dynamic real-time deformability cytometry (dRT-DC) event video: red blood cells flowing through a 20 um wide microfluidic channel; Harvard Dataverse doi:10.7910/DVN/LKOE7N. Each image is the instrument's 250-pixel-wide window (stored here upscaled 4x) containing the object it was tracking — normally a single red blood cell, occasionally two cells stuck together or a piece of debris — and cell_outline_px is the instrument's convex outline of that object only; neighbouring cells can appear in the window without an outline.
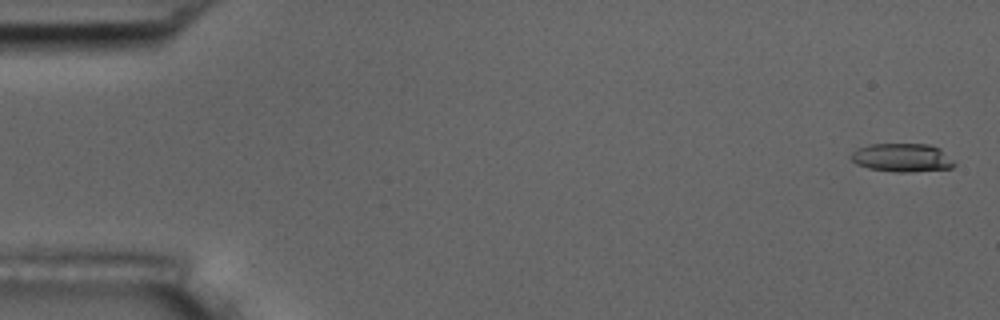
{"species": "common noctule bat (a hibernating species)", "species_latin": "Nyctalus noctula", "temperature_condition": "room temperature", "stored_images_in_passage": 5, "camera_frame_rate_fps": 3000, "um_per_image_px": 0.085, "animal": {"sex": "male", "body_mass_g": 17.5, "forearm_length_mm": 52.3}, "frame": {"image": 1, "passage_image": 1, "time_ms": 0.0, "image_size_px": [1000, 320], "cell_outline_px": [[956, 164], [952, 168], [912, 172], [896, 172], [868, 168], [856, 164], [852, 160], [852, 152], [856, 148], [868, 144], [928, 144], [940, 148]], "centroid_in_image_um": [76.67, 13.4], "position_along_channel_um": 8.3, "area_um2": 17.17}}